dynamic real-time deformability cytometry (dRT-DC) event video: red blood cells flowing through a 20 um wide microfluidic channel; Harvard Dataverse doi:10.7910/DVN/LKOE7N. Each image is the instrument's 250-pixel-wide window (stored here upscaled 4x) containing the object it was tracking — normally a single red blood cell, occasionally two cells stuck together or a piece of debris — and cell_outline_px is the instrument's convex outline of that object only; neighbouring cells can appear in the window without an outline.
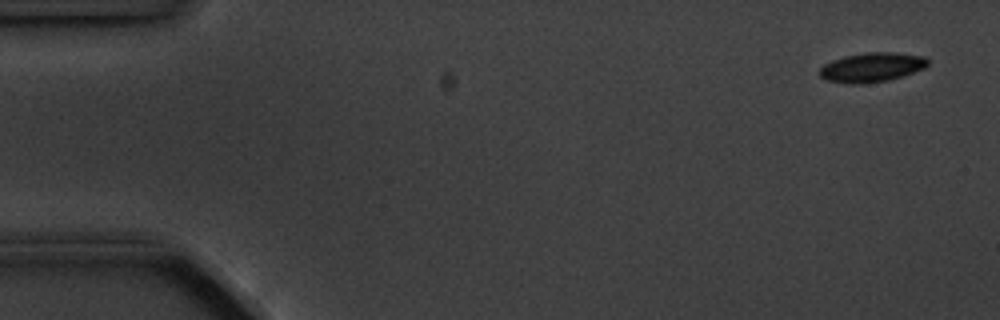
{"species": "common noctule bat (a hibernating species)", "species_latin": "Nyctalus noctula", "temperature_condition": "cold", "stored_images_in_passage": 5, "segment_of_instrument_passage": [1, 2], "camera_frame_rate_fps": 3000, "um_per_image_px": 0.085, "animal": {"sex": "male", "body_mass_g": 20.1, "forearm_length_mm": 53.5}, "frame": {"image": 1, "passage_image": 1, "time_ms": 0.0, "image_size_px": [1000, 320], "cell_outline_px": [[928, 64], [924, 68], [888, 80], [856, 84], [852, 84], [828, 80], [820, 76], [820, 68], [824, 64], [832, 60], [844, 56], [864, 52], [896, 52], [924, 56], [928, 60]], "centroid_in_image_um": [74.09, 5.7], "position_along_channel_um": 10.9, "area_um2": 18.32}}